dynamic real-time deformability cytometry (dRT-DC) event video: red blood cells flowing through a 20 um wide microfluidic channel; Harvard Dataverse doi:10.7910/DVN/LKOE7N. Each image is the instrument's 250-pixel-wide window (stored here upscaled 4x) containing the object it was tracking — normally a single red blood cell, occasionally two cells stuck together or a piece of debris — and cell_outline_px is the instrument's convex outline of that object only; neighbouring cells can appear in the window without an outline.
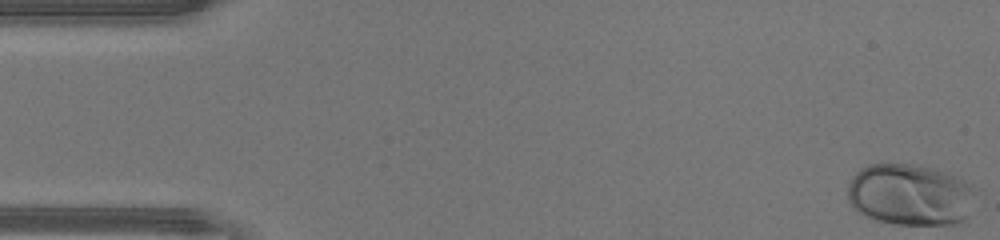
{"species": "human", "species_latin": "Homo sapiens", "temperature_condition": "warm", "stored_images_in_passage": 41, "camera_frame_rate_fps": 3000, "um_per_image_px": 0.085, "donor": {"sex": "male"}, "frame": {"image": 1, "passage_image": 1, "time_ms": 0.0, "image_size_px": [1000, 240], "cell_outline_px": [[976, 192], [968, 216], [964, 220], [952, 224], [896, 224], [876, 220], [864, 216], [852, 208], [848, 200], [848, 184], [852, 176], [860, 168], [868, 164], [920, 164], [944, 172], [964, 180], [972, 184], [976, 188]], "centroid_in_image_um": [77.35, 16.54], "position_along_channel_um": 7.7, "area_um2": 46.41}}
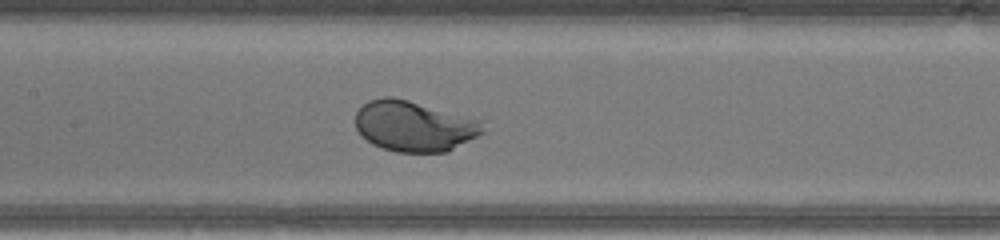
{"frame": {"image": 2, "passage_image": 22, "time_ms": 7.0, "image_size_px": [1000, 240], "cell_outline_px": [[484, 132], [448, 152], [396, 152], [372, 144], [356, 128], [356, 112], [368, 100], [380, 96], [392, 96], [408, 100], [480, 120]], "centroid_in_image_um": [35.18, 10.72], "position_along_channel_um": 172.2, "area_um2": 37.22}}
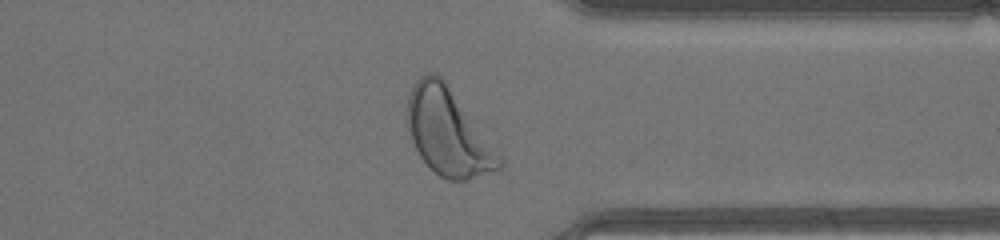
{"frame": {"image": 3, "passage_image": 36, "time_ms": 11.667, "image_size_px": [1000, 240], "cell_outline_px": [[504, 164], [500, 168], [464, 180], [448, 180], [440, 176], [420, 156], [412, 140], [408, 128], [408, 96], [416, 80], [420, 76], [428, 72], [436, 72], [444, 80], [504, 156]], "centroid_in_image_um": [38.13, 11.22], "position_along_channel_um": 373.3, "area_um2": 46.24}, "authors_computed_cell_mechanics": {"area_um2": 38.0324, "velocity_mm_per_s": 4.4241, "shape_relaxation_time_tau1_ms": 1.306, "shape_relaxation_time_tau2_ms": null, "deformation_change_tau1": 0.1228, "deformation_change_tau2": null}}